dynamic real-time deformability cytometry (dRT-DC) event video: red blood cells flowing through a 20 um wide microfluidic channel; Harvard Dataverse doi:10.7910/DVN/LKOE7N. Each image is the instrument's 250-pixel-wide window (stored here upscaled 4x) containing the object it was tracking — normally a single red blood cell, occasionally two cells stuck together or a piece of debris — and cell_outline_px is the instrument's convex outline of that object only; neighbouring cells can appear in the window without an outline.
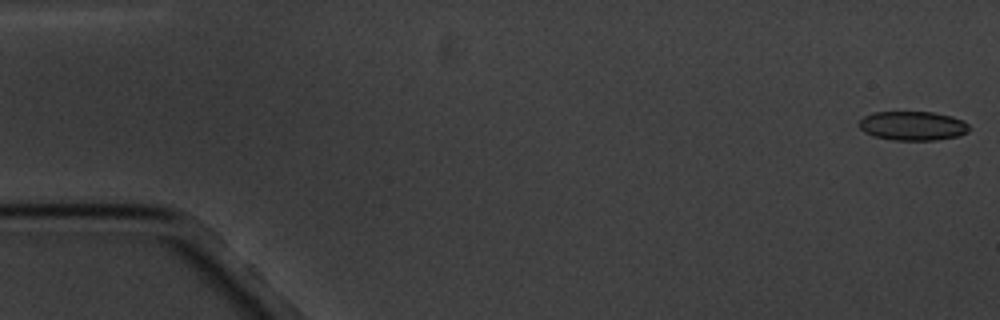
{"species": "common noctule bat (a hibernating species)", "species_latin": "Nyctalus noctula", "temperature_condition": "cold", "stored_images_in_passage": 16, "camera_frame_rate_fps": 3000, "um_per_image_px": 0.085, "animal": {"sex": "male", "body_mass_g": 20.1, "forearm_length_mm": 53.5}, "frame": {"image": 1, "passage_image": 1, "time_ms": 0.0, "image_size_px": [1000, 320], "cell_outline_px": [[968, 132], [960, 136], [936, 140], [892, 140], [872, 136], [864, 132], [860, 128], [860, 120], [864, 116], [872, 112], [932, 112], [952, 116], [964, 120], [968, 124]], "centroid_in_image_um": [77.59, 10.7], "position_along_channel_um": 7.4, "area_um2": 18.84}}
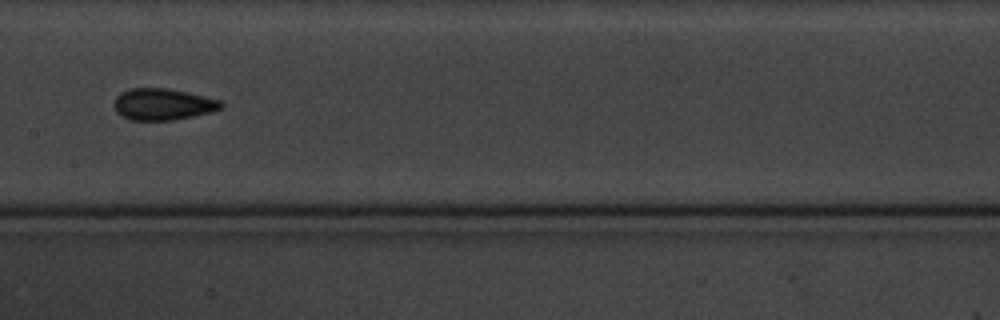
{"frame": {"image": 2, "passage_image": 8, "time_ms": 9.333, "image_size_px": [1000, 320], "cell_outline_px": [[224, 108], [212, 112], [172, 120], [128, 120], [120, 116], [116, 112], [112, 104], [116, 96], [120, 92], [128, 88], [168, 88], [188, 92], [220, 100], [224, 104]], "centroid_in_image_um": [13.81, 8.86], "position_along_channel_um": 193.6, "area_um2": 20.06}}
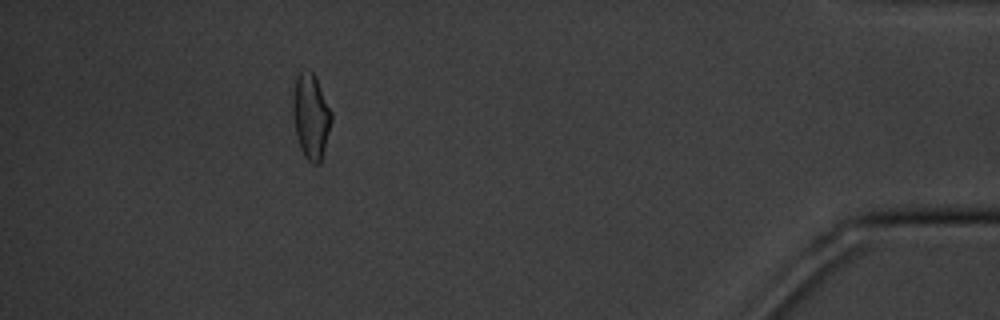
{"frame": {"image": 3, "passage_image": 15, "time_ms": 17.333, "image_size_px": [1000, 320], "cell_outline_px": [[332, 120], [320, 164], [312, 164], [304, 156], [300, 148], [296, 132], [292, 104], [292, 100], [296, 76], [300, 72], [312, 72], [316, 76], [332, 112]], "centroid_in_image_um": [26.44, 9.89], "position_along_channel_um": 408.8, "area_um2": 18.96}, "authors_computed_cell_mechanics": {"area_um2": 19.5364, "velocity_mm_per_s": 3.3834, "shape_relaxation_time_tau1_ms": 2.9718, "shape_relaxation_time_tau2_ms": 0.604, "deformation_change_tau1": 0.0654, "deformation_change_tau2": 0.0531}}